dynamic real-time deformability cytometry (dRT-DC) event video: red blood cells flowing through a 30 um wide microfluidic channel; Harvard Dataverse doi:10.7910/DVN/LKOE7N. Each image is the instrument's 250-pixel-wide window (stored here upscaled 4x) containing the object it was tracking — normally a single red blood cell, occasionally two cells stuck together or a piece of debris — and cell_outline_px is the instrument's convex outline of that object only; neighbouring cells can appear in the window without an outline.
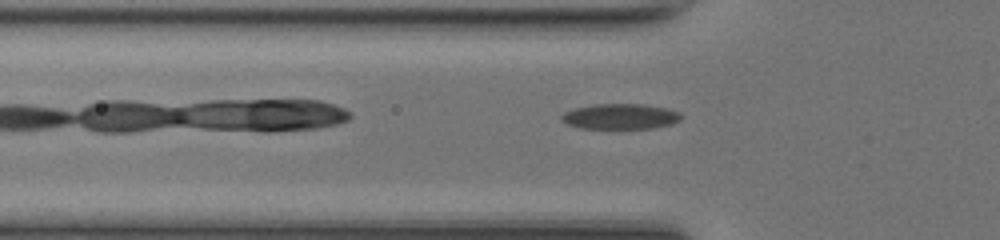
{"species": "common noctule bat (a hibernating species)", "species_latin": "Nyctalus noctula", "temperature_condition": "room temperature", "stored_images_in_passage": 33, "camera_frame_rate_fps": 3000, "um_per_image_px": 0.085, "animal": {"sex": "female", "body_mass_g": 17.0, "forearm_length_mm": 48.0}, "frame": {"image": 1, "passage_image": 3, "time_ms": 0.667, "image_size_px": [1000, 240], "cell_outline_px": [[680, 120], [672, 124], [652, 128], [580, 128], [568, 124], [560, 120], [560, 116], [564, 112], [572, 108], [596, 104], [644, 104], [664, 108], [680, 112]], "centroid_in_image_um": [52.68, 9.89], "position_along_channel_um": 73.1, "area_um2": 17.69}}
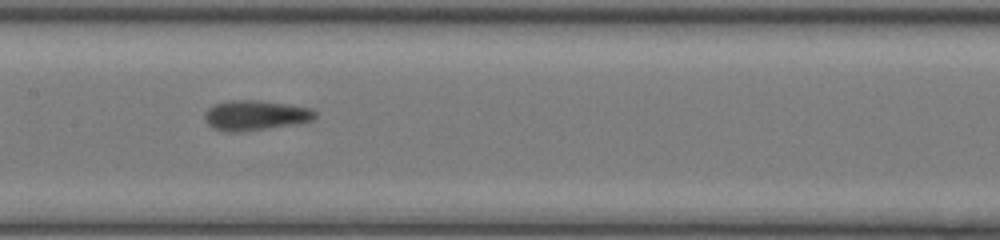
{"frame": {"image": 2, "passage_image": 11, "time_ms": 3.333, "image_size_px": [1000, 240], "cell_outline_px": [[316, 116], [312, 120], [264, 128], [236, 132], [228, 132], [212, 128], [208, 124], [204, 116], [208, 108], [216, 104], [228, 100], [260, 100], [288, 104], [312, 108], [316, 112]], "centroid_in_image_um": [21.68, 9.78], "position_along_channel_um": 185.7, "area_um2": 18.96}}
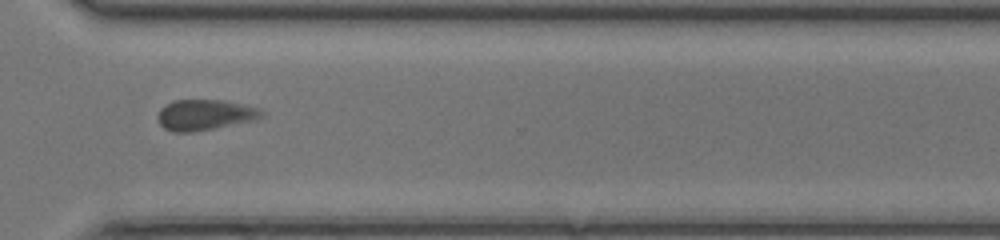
{"frame": {"image": 3, "passage_image": 23, "time_ms": 7.333, "image_size_px": [1000, 240], "cell_outline_px": [[264, 116], [256, 120], [192, 132], [172, 132], [164, 128], [160, 124], [156, 116], [160, 108], [164, 104], [172, 100], [220, 100], [260, 108], [264, 112]], "centroid_in_image_um": [17.38, 9.76], "position_along_channel_um": 353.2, "area_um2": 18.67}, "authors_computed_cell_mechanics": {"area_um2": 18.496, "velocity_mm_per_s": 4.2072, "shape_relaxation_time_tau1_ms": 3.4201, "shape_relaxation_time_tau2_ms": 3.1927, "deformation_change_tau1": 0.1082, "deformation_change_tau2": 0.1226}}